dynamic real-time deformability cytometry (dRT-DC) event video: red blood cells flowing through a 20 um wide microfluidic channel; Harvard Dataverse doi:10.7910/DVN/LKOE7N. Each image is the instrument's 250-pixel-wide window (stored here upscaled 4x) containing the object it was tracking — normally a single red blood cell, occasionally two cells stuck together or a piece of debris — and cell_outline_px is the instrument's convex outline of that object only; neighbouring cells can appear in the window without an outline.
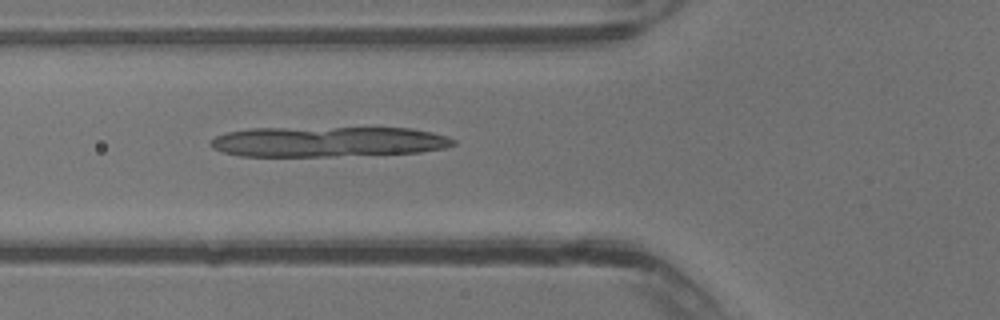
{"species": "common noctule bat (a hibernating species)", "species_latin": "Nyctalus noctula", "temperature_condition": "warm", "stored_images_in_passage": 14, "camera_frame_rate_fps": 3000, "um_per_image_px": 0.085, "animal": {"sex": "male", "body_mass_g": 13.3}, "frame": {"image": 1, "passage_image": 14, "time_ms": 4.333, "image_size_px": [1000, 320], "cell_outline_px": [[456, 144], [444, 148], [420, 152], [336, 156], [240, 156], [224, 152], [212, 148], [208, 144], [216, 136], [228, 132], [248, 128], [412, 128], [432, 132], [448, 136], [456, 140]], "centroid_in_image_um": [27.89, 12.04], "position_along_channel_um": 97.9, "area_um2": 42.95}}